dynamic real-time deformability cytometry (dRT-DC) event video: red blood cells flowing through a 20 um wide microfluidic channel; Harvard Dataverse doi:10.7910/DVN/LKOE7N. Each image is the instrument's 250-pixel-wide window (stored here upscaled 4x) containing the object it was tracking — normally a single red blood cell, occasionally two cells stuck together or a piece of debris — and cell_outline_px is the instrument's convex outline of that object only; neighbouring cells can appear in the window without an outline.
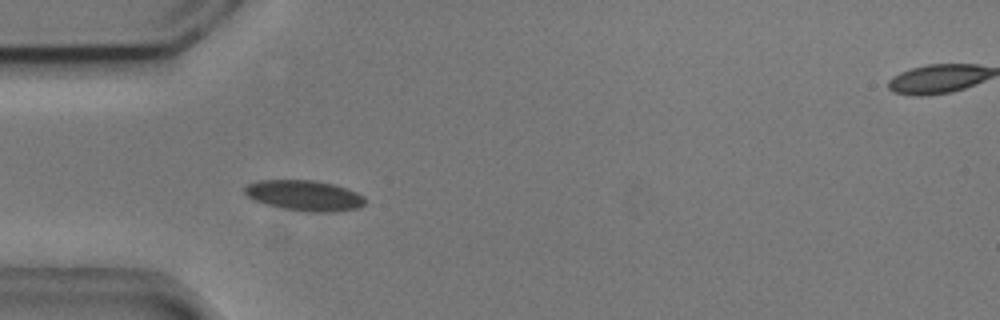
{"species": "common noctule bat (a hibernating species)", "species_latin": "Nyctalus noctula", "temperature_condition": "cold", "stored_images_in_passage": 5, "camera_frame_rate_fps": 3000, "um_per_image_px": 0.085, "animal": {"sex": "male", "body_mass_g": 20.5, "forearm_length_mm": 52.5}, "frame": {"image": 1, "passage_image": 4, "time_ms": 1.0, "image_size_px": [1000, 320], "cell_outline_px": [[364, 204], [360, 208], [336, 212], [308, 212], [280, 208], [256, 200], [248, 196], [244, 192], [244, 188], [248, 184], [256, 180], [312, 180], [332, 184], [348, 188], [364, 196]], "centroid_in_image_um": [25.9, 16.62], "position_along_channel_um": 59.1, "area_um2": 21.44}}